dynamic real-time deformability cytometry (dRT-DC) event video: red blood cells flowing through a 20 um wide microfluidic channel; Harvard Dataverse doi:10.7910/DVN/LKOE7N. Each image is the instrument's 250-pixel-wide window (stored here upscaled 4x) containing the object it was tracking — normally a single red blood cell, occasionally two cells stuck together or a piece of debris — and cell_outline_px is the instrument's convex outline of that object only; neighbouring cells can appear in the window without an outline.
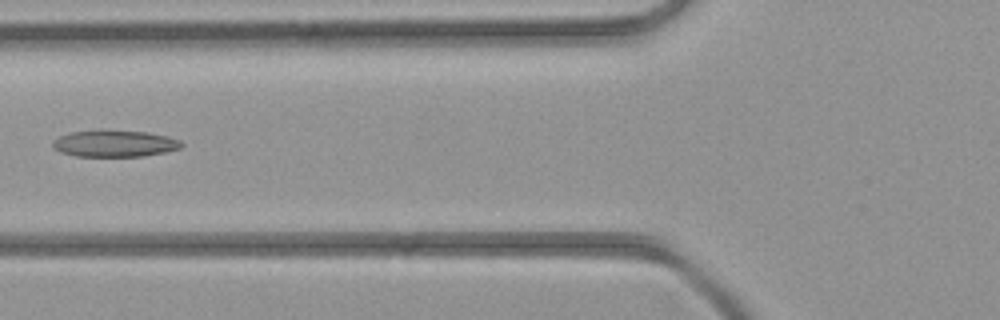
{"species": "common noctule bat (a hibernating species)", "species_latin": "Nyctalus noctula", "temperature_condition": "room temperature", "stored_images_in_passage": 2, "camera_frame_rate_fps": 3000, "um_per_image_px": 0.085, "animal": {"sex": "female", "body_mass_g": 21.9}, "frame": {"image": 1, "passage_image": 2, "time_ms": 1.0, "image_size_px": [1000, 320], "cell_outline_px": [[184, 144], [180, 148], [164, 152], [144, 156], [76, 156], [60, 152], [52, 148], [52, 144], [60, 136], [68, 132], [100, 128], [148, 132], [168, 136], [180, 140]], "centroid_in_image_um": [9.72, 12.17], "position_along_channel_um": 116.1, "area_um2": 20.52}}